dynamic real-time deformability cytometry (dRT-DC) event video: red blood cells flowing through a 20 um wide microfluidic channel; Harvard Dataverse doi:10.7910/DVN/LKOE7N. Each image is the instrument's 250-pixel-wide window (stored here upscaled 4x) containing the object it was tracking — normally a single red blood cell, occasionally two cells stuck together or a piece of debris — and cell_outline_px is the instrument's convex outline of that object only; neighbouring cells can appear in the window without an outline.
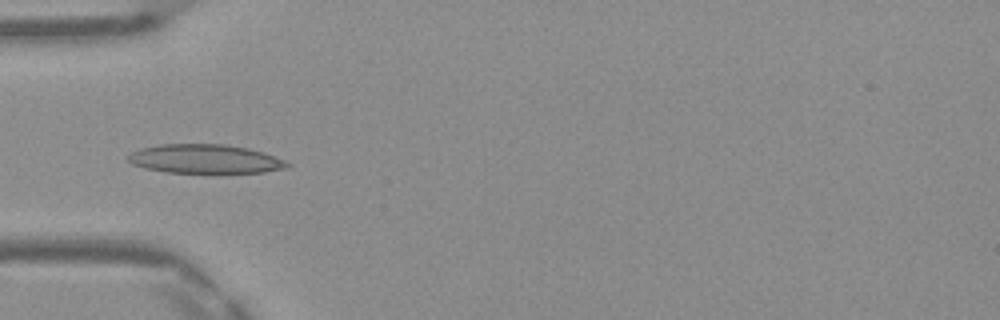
{"species": "Egyptian fruit bat (a non-hibernating species)", "species_latin": "Rousettus aegyptiacus", "temperature_condition": "warm", "stored_images_in_passage": 48, "camera_frame_rate_fps": 3000, "um_per_image_px": 0.085, "frame": {"image": 1, "passage_image": 15, "time_ms": 4.667, "image_size_px": [1000, 320], "cell_outline_px": [[292, 164], [288, 168], [264, 172], [168, 172], [144, 168], [132, 164], [128, 160], [128, 156], [132, 152], [140, 148], [160, 144], [224, 144], [248, 148], [264, 152], [284, 160]], "centroid_in_image_um": [17.45, 13.5], "position_along_channel_um": 67.6, "area_um2": 26.76}}
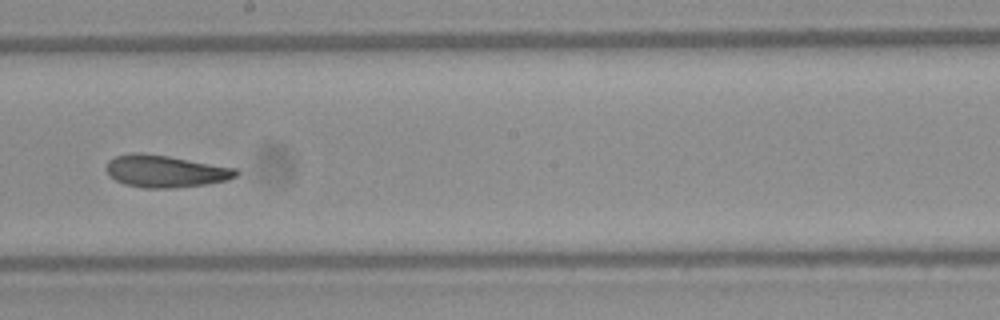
{"frame": {"image": 2, "passage_image": 27, "time_ms": 8.667, "image_size_px": [1000, 320], "cell_outline_px": [[240, 172], [236, 176], [228, 180], [204, 184], [172, 188], [144, 188], [124, 184], [108, 176], [108, 160], [116, 156], [132, 152], [168, 156], [236, 168]], "centroid_in_image_um": [14.06, 14.56], "position_along_channel_um": 234.1, "area_um2": 24.1}}
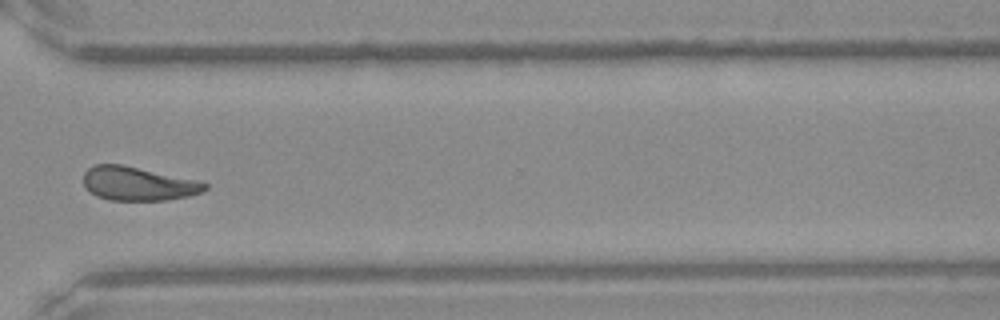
{"frame": {"image": 3, "passage_image": 36, "time_ms": 11.667, "image_size_px": [1000, 320], "cell_outline_px": [[208, 188], [200, 192], [188, 196], [168, 200], [108, 200], [96, 196], [84, 188], [84, 172], [92, 164], [120, 164], [196, 180], [208, 184]], "centroid_in_image_um": [11.68, 15.62], "position_along_channel_um": 358.9, "area_um2": 23.81}, "authors_computed_cell_mechanics": {"area_um2": 24.7095, "velocity_mm_per_s": 4.1499, "shape_relaxation_time_tau1_ms": 7.9243, "shape_relaxation_time_tau2_ms": 4.1373, "deformation_change_tau1": 0.1879, "deformation_change_tau2": 0.1132}}